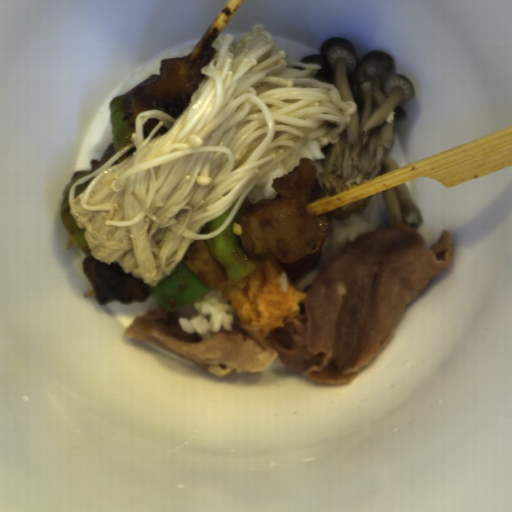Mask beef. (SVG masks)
Masks as SVG:
<instances>
[{"instance_id":"beef-1","label":"beef","mask_w":512,"mask_h":512,"mask_svg":"<svg viewBox=\"0 0 512 512\" xmlns=\"http://www.w3.org/2000/svg\"><path fill=\"white\" fill-rule=\"evenodd\" d=\"M413 227L394 223L346 241L313 278L304 314L286 316L270 329L241 321L209 339L184 332L180 313L159 305L124 328L126 338L148 342L218 378L259 373L276 357L285 368L317 384H352L389 343L406 306L450 267L454 236L426 249Z\"/></svg>"},{"instance_id":"beef-2","label":"beef","mask_w":512,"mask_h":512,"mask_svg":"<svg viewBox=\"0 0 512 512\" xmlns=\"http://www.w3.org/2000/svg\"><path fill=\"white\" fill-rule=\"evenodd\" d=\"M316 171L313 162L303 157L291 173L275 178L272 187L284 199H298L307 205L323 191Z\"/></svg>"}]
</instances>
